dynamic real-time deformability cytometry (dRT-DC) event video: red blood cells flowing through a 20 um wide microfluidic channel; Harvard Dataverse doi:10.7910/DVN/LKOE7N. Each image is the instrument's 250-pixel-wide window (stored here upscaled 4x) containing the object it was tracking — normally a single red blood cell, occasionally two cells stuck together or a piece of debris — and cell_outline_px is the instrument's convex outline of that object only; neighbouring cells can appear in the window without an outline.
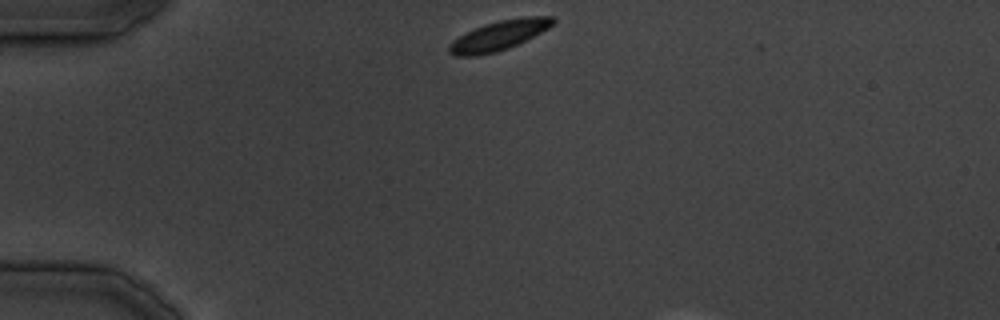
{"species": "common noctule bat (a hibernating species)", "species_latin": "Nyctalus noctula", "temperature_condition": "cold", "stored_images_in_passage": 10, "camera_frame_rate_fps": 3000, "um_per_image_px": 0.085, "animal": {"sex": "male", "body_mass_g": 19.5, "forearm_length_mm": 54.6}, "frame": {"image": 1, "passage_image": 1, "time_ms": 0.0, "image_size_px": [1000, 320], "cell_outline_px": [[556, 20], [548, 28], [508, 48], [496, 52], [476, 56], [456, 56], [448, 52], [448, 48], [452, 40], [484, 24], [500, 20], [524, 16], [552, 16]], "centroid_in_image_um": [42.39, 3.01], "position_along_channel_um": 42.6, "area_um2": 17.63}}